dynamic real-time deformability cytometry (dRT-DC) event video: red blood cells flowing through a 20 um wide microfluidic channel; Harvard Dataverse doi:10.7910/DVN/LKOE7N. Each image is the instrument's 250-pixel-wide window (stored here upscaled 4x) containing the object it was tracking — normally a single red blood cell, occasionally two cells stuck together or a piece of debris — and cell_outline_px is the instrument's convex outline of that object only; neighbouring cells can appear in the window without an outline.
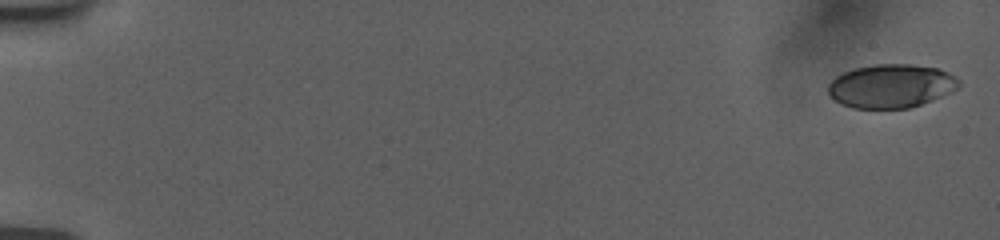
{"species": "human", "species_latin": "Homo sapiens", "temperature_condition": "room temperature", "stored_images_in_passage": 38, "camera_frame_rate_fps": 3000, "um_per_image_px": 0.085, "donor": {"sex": "female"}, "frame": {"image": 1, "passage_image": 1, "time_ms": 0.0, "image_size_px": [1000, 240], "cell_outline_px": [[960, 88], [932, 100], [908, 108], [852, 108], [836, 100], [828, 92], [828, 84], [836, 76], [844, 72], [856, 68], [876, 64], [908, 64], [940, 68], [956, 76], [960, 80]], "centroid_in_image_um": [75.79, 7.3], "position_along_channel_um": 9.2, "area_um2": 33.18}}
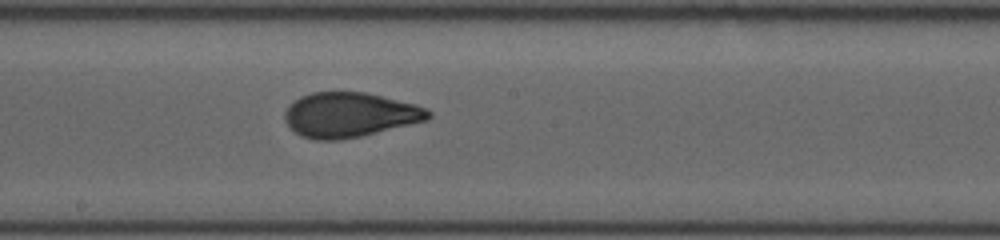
{"frame": {"image": 2, "passage_image": 21, "time_ms": 10.333, "image_size_px": [1000, 240], "cell_outline_px": [[432, 116], [428, 120], [360, 136], [340, 140], [316, 140], [300, 136], [284, 120], [284, 112], [288, 104], [300, 96], [312, 92], [364, 92], [416, 104], [428, 108], [432, 112]], "centroid_in_image_um": [29.72, 9.76], "position_along_channel_um": 218.5, "area_um2": 37.57}}
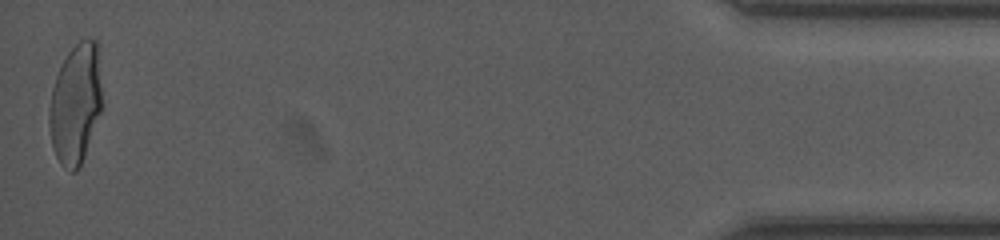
{"frame": {"image": 3, "passage_image": 38, "time_ms": 18.0, "image_size_px": [1000, 240], "cell_outline_px": [[104, 104], [84, 156], [76, 172], [72, 172], [64, 168], [60, 164], [52, 148], [48, 124], [48, 108], [52, 88], [56, 76], [68, 52], [80, 40], [88, 36], [96, 40]], "centroid_in_image_um": [6.43, 8.83], "position_along_channel_um": 428.8, "area_um2": 37.51}, "authors_computed_cell_mechanics": {"area_um2": 36.7319, "velocity_mm_per_s": 3.7959, "shape_relaxation_time_tau1_ms": 5.1047, "shape_relaxation_time_tau2_ms": 0.7789, "deformation_change_tau1": 0.2016, "deformation_change_tau2": 0.0654}}